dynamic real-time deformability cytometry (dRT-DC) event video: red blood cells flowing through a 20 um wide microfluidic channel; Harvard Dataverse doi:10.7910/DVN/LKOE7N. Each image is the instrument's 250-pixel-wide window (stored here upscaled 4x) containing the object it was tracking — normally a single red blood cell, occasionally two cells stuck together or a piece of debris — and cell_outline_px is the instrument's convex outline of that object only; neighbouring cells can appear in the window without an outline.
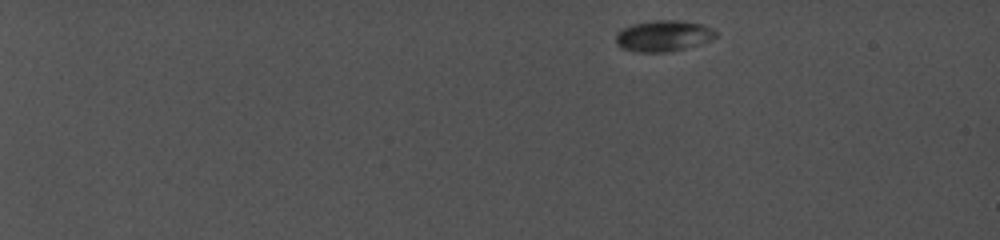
{"species": "common noctule bat (a hibernating species)", "species_latin": "Nyctalus noctula", "temperature_condition": "cold", "stored_images_in_passage": 50, "camera_frame_rate_fps": 5000, "um_per_image_px": 0.085, "animal": {"sex": "female", "body_mass_g": 19.0, "forearm_length_mm": 56.7}, "frame": {"image": 1, "passage_image": 1, "time_ms": 0.0, "image_size_px": [1000, 240], "cell_outline_px": [[716, 36], [680, 48], [664, 52], [644, 52], [624, 48], [616, 40], [616, 36], [624, 28], [636, 24], [696, 24], [716, 32]], "centroid_in_image_um": [56.28, 3.12], "position_along_channel_um": 28.7, "area_um2": 15.43}}
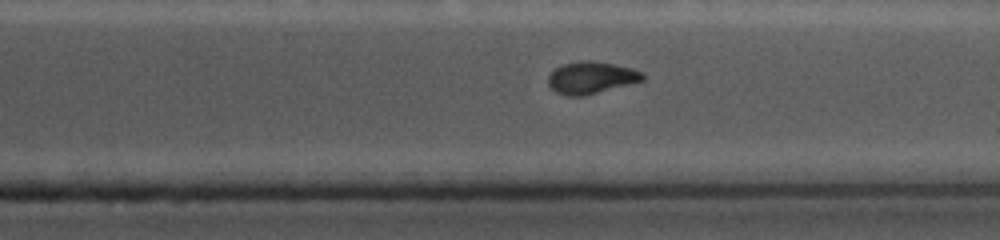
{"frame": {"image": 2, "passage_image": 46, "time_ms": 13.2, "image_size_px": [1000, 240], "cell_outline_px": [[648, 76], [644, 80], [584, 96], [568, 96], [556, 92], [548, 84], [548, 76], [556, 68], [564, 64], [584, 60], [588, 60], [612, 64], [632, 68], [644, 72]], "centroid_in_image_um": [50.29, 6.6], "position_along_channel_um": 361.1, "area_um2": 17.57}}
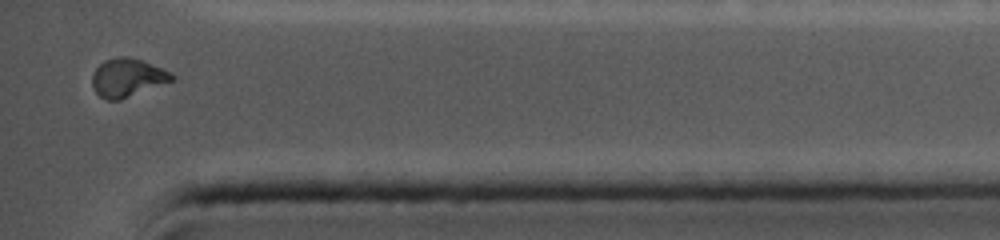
{"frame": {"image": 3, "passage_image": 50, "time_ms": 14.8, "image_size_px": [1000, 240], "cell_outline_px": [[176, 80], [120, 100], [108, 100], [100, 96], [92, 88], [92, 76], [96, 68], [104, 60], [116, 56], [128, 56], [140, 60], [160, 68], [176, 76]], "centroid_in_image_um": [10.82, 6.61], "position_along_channel_um": 424.4, "area_um2": 17.8}, "authors_computed_cell_mechanics": {"area_um2": 17.8313, "velocity_mm_per_s": 3.9131, "shape_relaxation_time_tau1_ms": 7.1636, "shape_relaxation_time_tau2_ms": 2.7911, "deformation_change_tau1": 0.1621, "deformation_change_tau2": 0.0349}}